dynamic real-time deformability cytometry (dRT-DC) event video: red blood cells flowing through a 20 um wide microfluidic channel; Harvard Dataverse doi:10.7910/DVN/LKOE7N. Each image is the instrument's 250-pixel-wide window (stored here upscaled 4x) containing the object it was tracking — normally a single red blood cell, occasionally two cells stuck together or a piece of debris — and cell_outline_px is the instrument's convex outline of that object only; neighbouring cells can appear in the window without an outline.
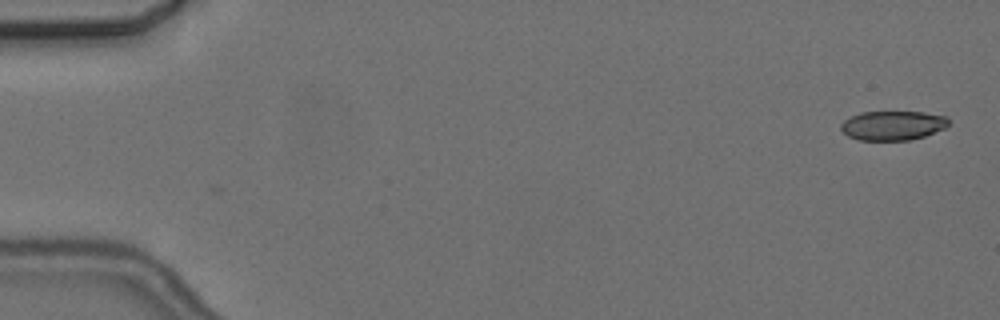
{"species": "common noctule bat (a hibernating species)", "species_latin": "Nyctalus noctula", "temperature_condition": "cold", "stored_images_in_passage": 5, "camera_frame_rate_fps": 3000, "um_per_image_px": 0.085, "animal": {"sex": "female", "body_mass_g": 24.6, "forearm_length_mm": 56.2}, "frame": {"image": 1, "passage_image": 1, "time_ms": 0.0, "image_size_px": [1000, 320], "cell_outline_px": [[948, 124], [944, 128], [924, 136], [908, 140], [860, 140], [848, 136], [840, 128], [840, 124], [844, 120], [860, 112], [924, 112], [948, 116]], "centroid_in_image_um": [75.88, 10.66], "position_along_channel_um": 9.1, "area_um2": 18.32}}